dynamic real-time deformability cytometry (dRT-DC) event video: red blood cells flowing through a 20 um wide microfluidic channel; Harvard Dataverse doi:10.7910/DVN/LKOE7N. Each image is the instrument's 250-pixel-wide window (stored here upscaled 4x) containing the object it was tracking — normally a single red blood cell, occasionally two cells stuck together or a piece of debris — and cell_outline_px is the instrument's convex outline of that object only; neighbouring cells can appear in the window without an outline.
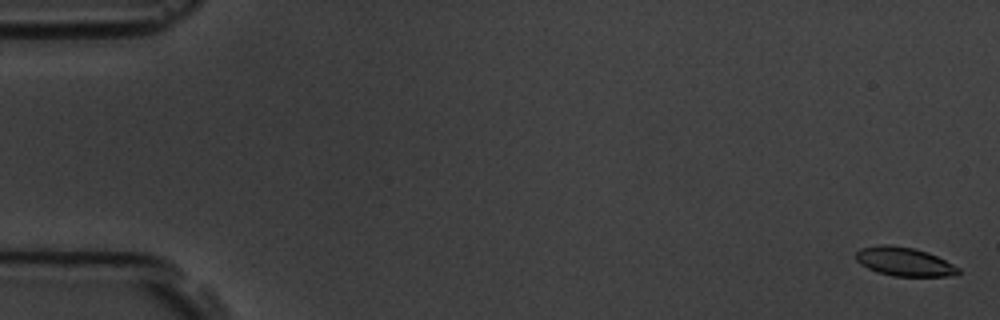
{"species": "common noctule bat (a hibernating species)", "species_latin": "Nyctalus noctula", "temperature_condition": "room temperature", "stored_images_in_passage": 6, "camera_frame_rate_fps": 3000, "um_per_image_px": 0.085, "animal": {"sex": "male", "body_mass_g": 19.5, "forearm_length_mm": 54.6}, "frame": {"image": 1, "passage_image": 1, "time_ms": 0.0, "image_size_px": [1000, 320], "cell_outline_px": [[960, 272], [948, 276], [892, 276], [876, 272], [860, 264], [856, 260], [856, 252], [860, 248], [880, 244], [888, 244], [916, 248], [928, 252], [960, 268]], "centroid_in_image_um": [76.82, 22.23], "position_along_channel_um": 8.2, "area_um2": 17.22}}
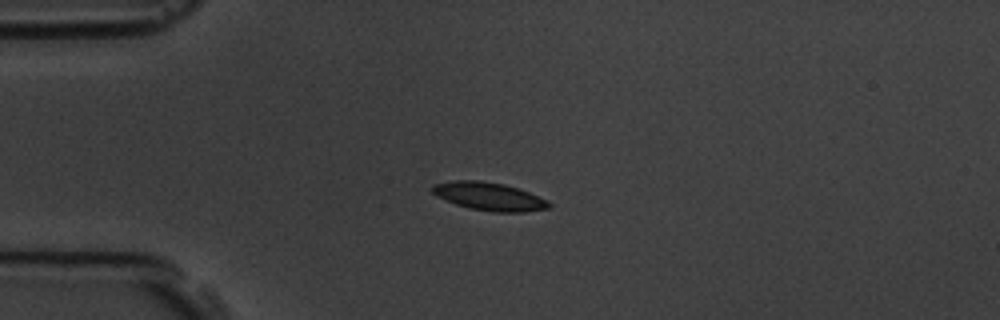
{"frame": {"image": 2, "passage_image": 5, "time_ms": 4.333, "image_size_px": [1000, 320], "cell_outline_px": [[552, 208], [524, 212], [492, 212], [468, 208], [456, 204], [436, 196], [432, 192], [432, 184], [456, 180], [480, 180], [504, 184], [528, 192], [548, 200], [552, 204]], "centroid_in_image_um": [41.59, 16.7], "position_along_channel_um": 43.4, "area_um2": 19.19}}